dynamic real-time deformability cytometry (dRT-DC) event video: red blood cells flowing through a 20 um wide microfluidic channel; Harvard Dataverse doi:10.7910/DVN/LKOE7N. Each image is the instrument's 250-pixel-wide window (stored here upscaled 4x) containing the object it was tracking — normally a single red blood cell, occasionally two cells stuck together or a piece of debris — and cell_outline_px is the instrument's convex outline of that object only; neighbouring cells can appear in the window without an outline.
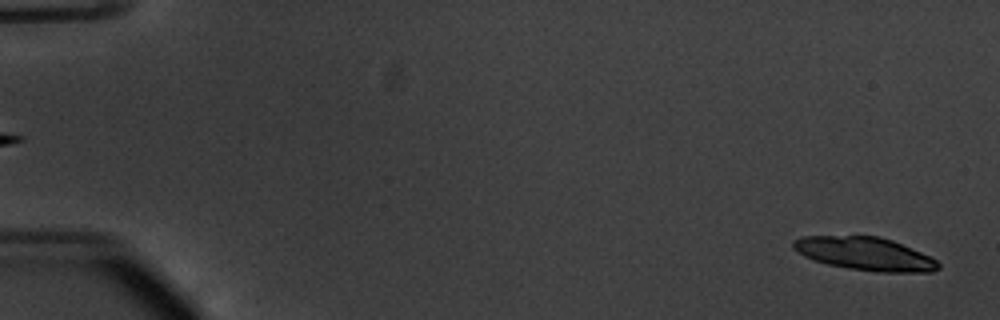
{"species": "common noctule bat (a hibernating species)", "species_latin": "Nyctalus noctula", "temperature_condition": "warm", "stored_images_in_passage": 17, "camera_frame_rate_fps": 3000, "um_per_image_px": 0.085, "animal": {"sex": "male", "body_mass_g": 20.1, "forearm_length_mm": 53.5}, "frame": {"image": 1, "passage_image": 2, "time_ms": 0.333, "image_size_px": [1000, 320], "cell_outline_px": [[940, 268], [932, 272], [876, 272], [848, 268], [828, 264], [804, 256], [792, 248], [792, 240], [800, 236], [880, 236], [892, 240], [920, 252], [936, 260], [940, 264]], "centroid_in_image_um": [73.5, 21.57], "position_along_channel_um": 11.5, "area_um2": 27.92}}